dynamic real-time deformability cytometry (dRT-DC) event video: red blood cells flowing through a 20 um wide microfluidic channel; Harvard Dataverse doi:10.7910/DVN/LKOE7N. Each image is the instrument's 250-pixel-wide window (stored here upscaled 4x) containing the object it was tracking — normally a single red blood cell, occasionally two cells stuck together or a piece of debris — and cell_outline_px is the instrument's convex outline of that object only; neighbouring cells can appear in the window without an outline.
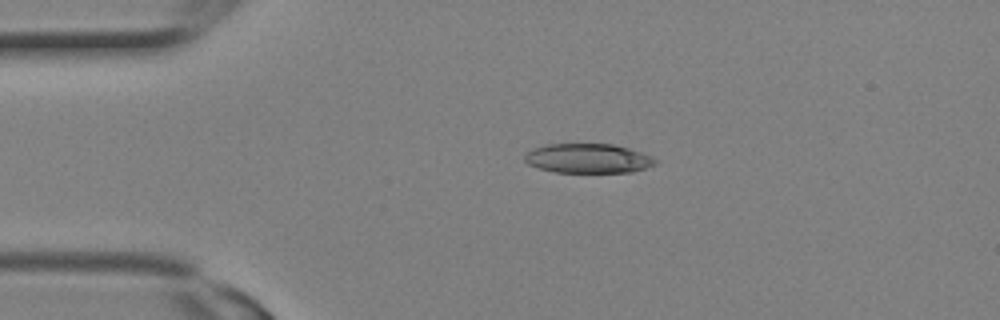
{"species": "Egyptian fruit bat (a non-hibernating species)", "species_latin": "Rousettus aegyptiacus", "temperature_condition": "room temperature", "stored_images_in_passage": 2, "camera_frame_rate_fps": 3000, "um_per_image_px": 0.085, "animal": {"sex": "female"}, "frame": {"image": 1, "passage_image": 1, "time_ms": 0.0, "image_size_px": [1000, 320], "cell_outline_px": [[660, 160], [656, 164], [632, 172], [556, 172], [540, 168], [528, 164], [524, 160], [524, 156], [532, 148], [544, 144], [612, 144], [628, 148], [652, 156]], "centroid_in_image_um": [49.99, 13.46], "position_along_channel_um": 35.0, "area_um2": 22.43}}
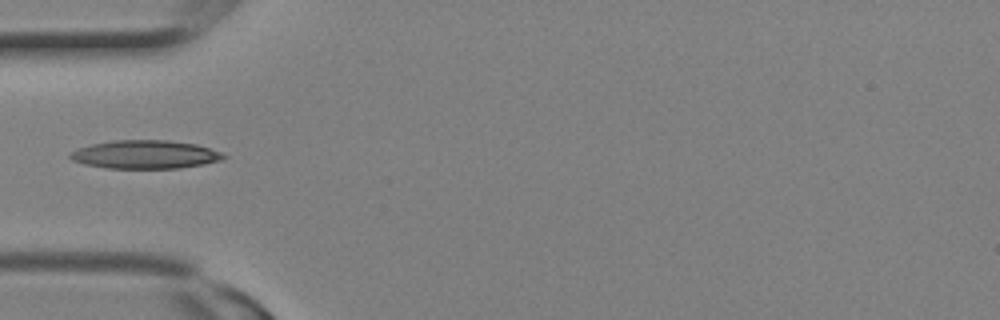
{"frame": {"image": 2, "passage_image": 2, "time_ms": 0.333, "image_size_px": [1000, 320], "cell_outline_px": [[228, 156], [220, 160], [204, 164], [180, 168], [108, 168], [84, 164], [72, 160], [68, 156], [72, 152], [80, 148], [92, 144], [116, 140], [168, 140], [196, 144], [220, 152]], "centroid_in_image_um": [12.35, 13.13], "position_along_channel_um": 72.6, "area_um2": 25.14}}